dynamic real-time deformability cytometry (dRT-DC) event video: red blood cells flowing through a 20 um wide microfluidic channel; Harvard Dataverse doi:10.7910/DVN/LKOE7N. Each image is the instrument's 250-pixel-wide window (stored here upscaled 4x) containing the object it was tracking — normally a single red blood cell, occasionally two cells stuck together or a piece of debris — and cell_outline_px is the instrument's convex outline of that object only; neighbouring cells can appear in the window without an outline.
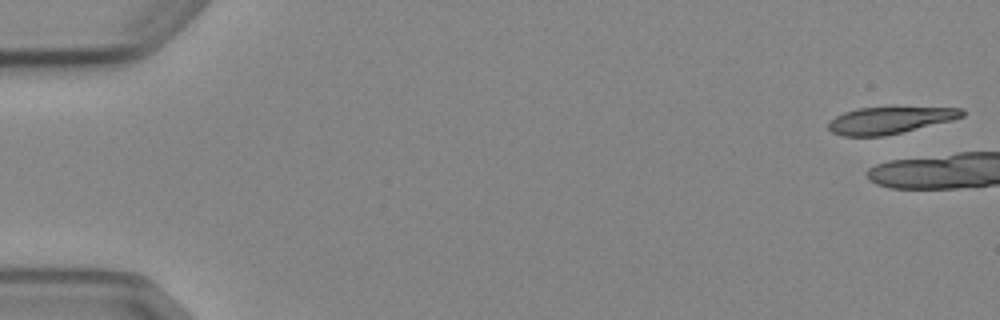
{"species": "Egyptian fruit bat (a non-hibernating species)", "species_latin": "Rousettus aegyptiacus", "temperature_condition": "cold", "stored_images_in_passage": 8, "camera_frame_rate_fps": 3000, "um_per_image_px": 0.085, "animal": {"sex": "female"}, "frame": {"image": 1, "passage_image": 1, "time_ms": 0.0, "image_size_px": [1000, 320], "cell_outline_px": [[964, 116], [952, 120], [884, 136], [844, 136], [832, 132], [828, 128], [828, 124], [836, 116], [844, 112], [856, 108], [964, 108]], "centroid_in_image_um": [75.6, 10.23], "position_along_channel_um": 9.4, "area_um2": 20.46}}